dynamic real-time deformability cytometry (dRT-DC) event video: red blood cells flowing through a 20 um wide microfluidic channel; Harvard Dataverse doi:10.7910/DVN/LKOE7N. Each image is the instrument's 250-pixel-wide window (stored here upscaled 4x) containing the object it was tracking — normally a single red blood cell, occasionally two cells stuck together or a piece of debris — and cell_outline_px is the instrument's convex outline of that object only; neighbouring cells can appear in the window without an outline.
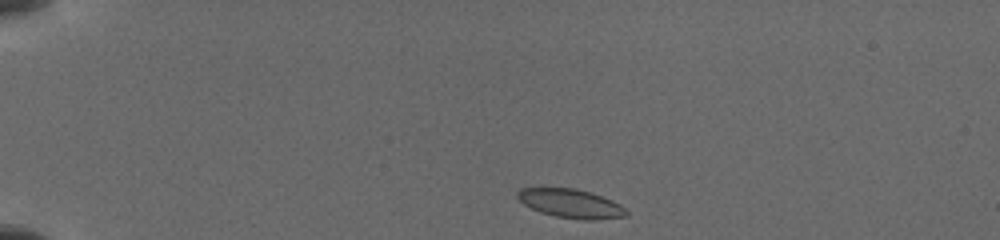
{"species": "common noctule bat (a hibernating species)", "species_latin": "Nyctalus noctula", "temperature_condition": "cold", "stored_images_in_passage": 9, "camera_frame_rate_fps": 3000, "um_per_image_px": 0.085, "animal": {"sex": "female", "body_mass_g": 19.5, "forearm_length_mm": 54.1}, "frame": {"image": 1, "passage_image": 1, "time_ms": 0.0, "image_size_px": [1000, 240], "cell_outline_px": [[628, 216], [592, 220], [584, 220], [556, 216], [540, 212], [524, 204], [516, 196], [516, 192], [520, 188], [576, 188], [592, 192], [612, 200], [620, 204], [628, 212]], "centroid_in_image_um": [48.53, 17.29], "position_along_channel_um": 36.5, "area_um2": 18.32}}